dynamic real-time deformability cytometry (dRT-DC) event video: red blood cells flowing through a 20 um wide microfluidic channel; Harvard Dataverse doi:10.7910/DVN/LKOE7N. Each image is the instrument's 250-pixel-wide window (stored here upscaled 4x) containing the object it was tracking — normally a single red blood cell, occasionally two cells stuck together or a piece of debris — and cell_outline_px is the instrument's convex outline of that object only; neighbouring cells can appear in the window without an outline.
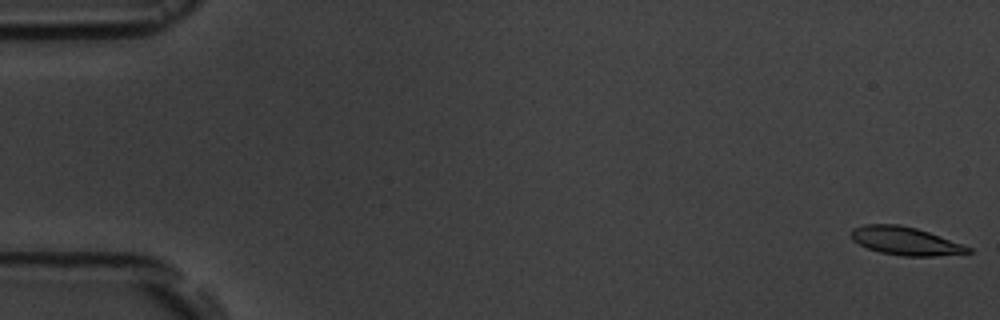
{"species": "common noctule bat (a hibernating species)", "species_latin": "Nyctalus noctula", "temperature_condition": "room temperature", "stored_images_in_passage": 3, "camera_frame_rate_fps": 3000, "um_per_image_px": 0.085, "animal": {"sex": "male", "body_mass_g": 19.5, "forearm_length_mm": 54.6}, "frame": {"image": 1, "passage_image": 1, "time_ms": 0.0, "image_size_px": [1000, 320], "cell_outline_px": [[972, 252], [936, 256], [904, 256], [880, 252], [868, 248], [852, 240], [852, 228], [864, 224], [900, 224], [916, 228], [928, 232], [972, 248]], "centroid_in_image_um": [76.93, 20.48], "position_along_channel_um": 8.1, "area_um2": 18.96}}